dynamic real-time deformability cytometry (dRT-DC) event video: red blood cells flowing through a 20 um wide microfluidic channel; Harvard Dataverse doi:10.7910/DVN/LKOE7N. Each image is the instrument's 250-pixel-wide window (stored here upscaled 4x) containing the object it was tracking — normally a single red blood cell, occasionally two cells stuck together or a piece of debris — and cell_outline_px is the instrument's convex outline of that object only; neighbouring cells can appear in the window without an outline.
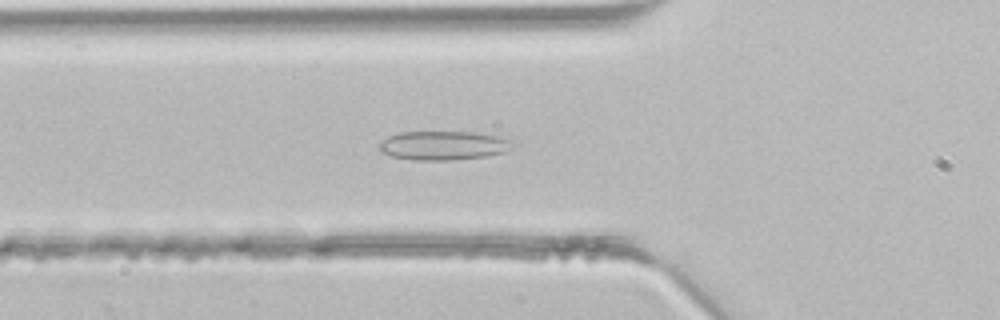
{"species": "common noctule bat (a hibernating species)", "species_latin": "Nyctalus noctula", "temperature_condition": "room temperature", "stored_images_in_passage": 35, "camera_frame_rate_fps": 3000, "um_per_image_px": 0.085, "animal": {"sex": "male", "body_mass_g": 21.5, "forearm_length_mm": 52.0}, "frame": {"image": 1, "passage_image": 11, "time_ms": 3.333, "image_size_px": [1000, 320], "cell_outline_px": [[516, 144], [504, 152], [488, 156], [452, 160], [412, 160], [392, 156], [380, 152], [380, 144], [388, 136], [400, 132], [476, 132], [496, 136], [512, 140]], "centroid_in_image_um": [37.71, 12.37], "position_along_channel_um": 88.1, "area_um2": 22.54}}
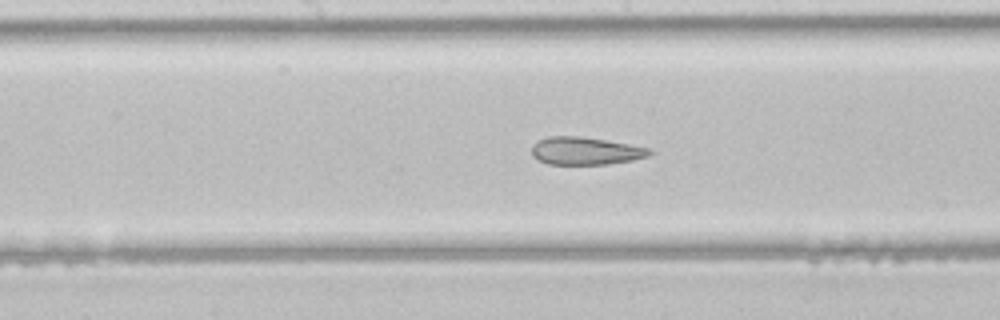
{"frame": {"image": 2, "passage_image": 18, "time_ms": 5.667, "image_size_px": [1000, 320], "cell_outline_px": [[652, 152], [648, 156], [632, 160], [608, 164], [548, 164], [532, 156], [532, 144], [536, 140], [548, 136], [580, 136], [652, 148]], "centroid_in_image_um": [49.74, 12.82], "position_along_channel_um": 198.5, "area_um2": 19.02}}
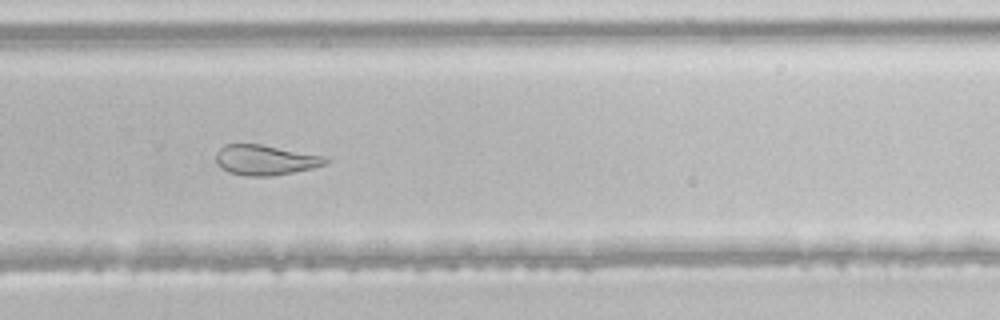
{"frame": {"image": 3, "passage_image": 25, "time_ms": 8.0, "image_size_px": [1000, 320], "cell_outline_px": [[332, 160], [328, 164], [312, 168], [272, 176], [244, 176], [228, 172], [216, 160], [216, 152], [224, 144], [260, 144], [324, 156]], "centroid_in_image_um": [22.58, 13.6], "position_along_channel_um": 307.2, "area_um2": 19.19}}